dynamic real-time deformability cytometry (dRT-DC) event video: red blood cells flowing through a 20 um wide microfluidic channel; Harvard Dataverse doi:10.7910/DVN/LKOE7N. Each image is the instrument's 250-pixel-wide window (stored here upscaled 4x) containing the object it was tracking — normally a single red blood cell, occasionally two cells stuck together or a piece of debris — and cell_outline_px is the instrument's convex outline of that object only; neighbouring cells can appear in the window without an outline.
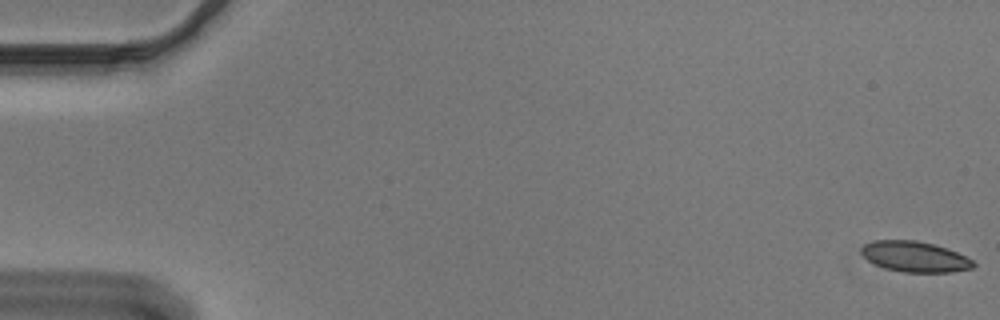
{"species": "Egyptian fruit bat (a non-hibernating species)", "species_latin": "Rousettus aegyptiacus", "temperature_condition": "cold", "stored_images_in_passage": 55, "camera_frame_rate_fps": 3000, "um_per_image_px": 0.085, "animal": {"sex": "male"}, "frame": {"image": 1, "passage_image": 1, "time_ms": 0.0, "image_size_px": [1000, 320], "cell_outline_px": [[976, 264], [972, 268], [952, 272], [904, 272], [884, 268], [868, 260], [860, 252], [860, 248], [864, 244], [872, 240], [916, 240], [932, 244], [956, 252], [972, 260]], "centroid_in_image_um": [77.72, 21.81], "position_along_channel_um": 7.3, "area_um2": 19.83}}
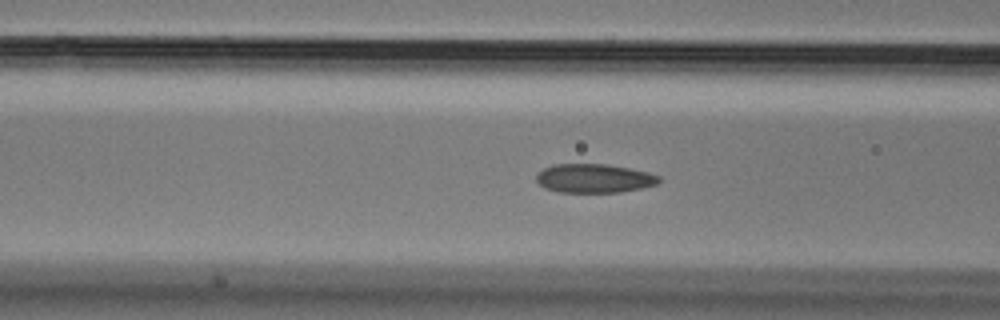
{"frame": {"image": 2, "passage_image": 22, "time_ms": 7.0, "image_size_px": [1000, 320], "cell_outline_px": [[660, 180], [656, 184], [640, 188], [620, 192], [560, 192], [544, 188], [536, 180], [536, 176], [544, 168], [552, 164], [608, 164], [648, 172], [660, 176]], "centroid_in_image_um": [50.49, 15.15], "position_along_channel_um": 116.1, "area_um2": 20.52}}
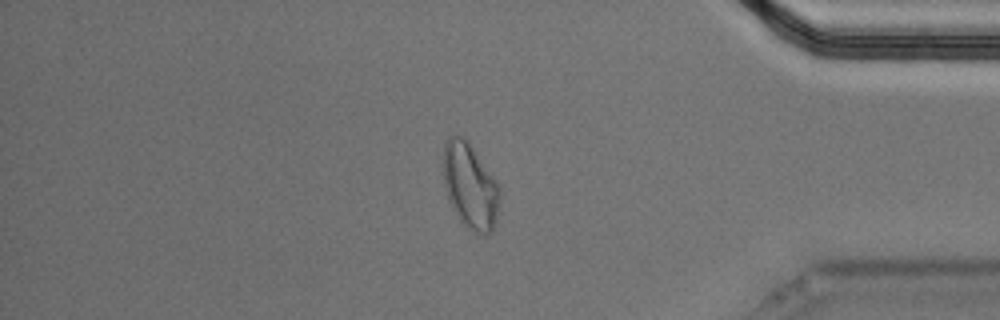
{"frame": {"image": 3, "passage_image": 47, "time_ms": 15.333, "image_size_px": [1000, 320], "cell_outline_px": [[500, 196], [496, 224], [492, 232], [480, 236], [476, 236], [460, 220], [452, 208], [444, 184], [444, 144], [448, 136], [456, 132], [468, 140], [500, 188]], "centroid_in_image_um": [39.97, 15.83], "position_along_channel_um": 395.2, "area_um2": 28.32}, "authors_computed_cell_mechanics": {"area_um2": 20.9236, "velocity_mm_per_s": 3.6621, "shape_relaxation_time_tau1_ms": 5.6139, "shape_relaxation_time_tau2_ms": 1.849, "deformation_change_tau1": 0.1278, "deformation_change_tau2": 0.0663}}